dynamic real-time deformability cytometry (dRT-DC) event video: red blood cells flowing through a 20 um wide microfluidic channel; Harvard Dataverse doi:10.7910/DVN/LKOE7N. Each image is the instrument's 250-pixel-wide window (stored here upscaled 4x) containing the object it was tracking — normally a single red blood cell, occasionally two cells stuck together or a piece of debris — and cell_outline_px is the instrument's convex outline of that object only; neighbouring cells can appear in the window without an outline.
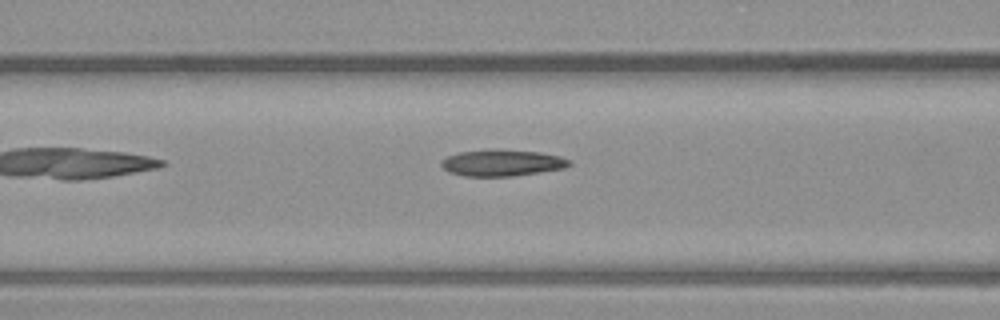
{"species": "common noctule bat (a hibernating species)", "species_latin": "Nyctalus noctula", "temperature_condition": "warm", "stored_images_in_passage": 4, "camera_frame_rate_fps": 3000, "um_per_image_px": 0.085, "animal": {"sex": "male", "body_mass_g": 23.1, "forearm_length_mm": 52.7}, "frame": {"image": 1, "passage_image": 4, "time_ms": 1.0, "image_size_px": [1000, 320], "cell_outline_px": [[572, 164], [564, 168], [540, 172], [512, 176], [464, 176], [448, 172], [440, 164], [440, 160], [448, 156], [460, 152], [488, 148], [540, 152], [560, 156], [572, 160]], "centroid_in_image_um": [42.67, 13.83], "position_along_channel_um": 123.9, "area_um2": 20.0}}